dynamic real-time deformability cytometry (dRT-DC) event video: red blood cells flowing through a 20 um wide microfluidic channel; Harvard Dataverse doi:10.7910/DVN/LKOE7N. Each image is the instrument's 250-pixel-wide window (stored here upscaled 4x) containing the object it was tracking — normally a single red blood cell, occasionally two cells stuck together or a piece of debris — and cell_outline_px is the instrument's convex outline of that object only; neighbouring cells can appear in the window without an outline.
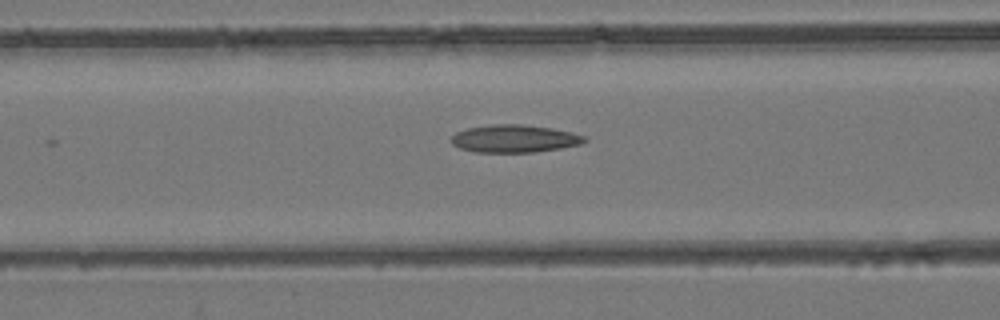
{"species": "common noctule bat (a hibernating species)", "species_latin": "Nyctalus noctula", "temperature_condition": "room temperature", "stored_images_in_passage": 12, "camera_frame_rate_fps": 3000, "um_per_image_px": 0.085, "animal": {"sex": "female", "body_mass_g": 24.6, "forearm_length_mm": 56.2}, "frame": {"image": 1, "passage_image": 8, "time_ms": 2.333, "image_size_px": [1000, 320], "cell_outline_px": [[588, 140], [580, 144], [560, 148], [536, 152], [472, 152], [460, 148], [452, 144], [448, 140], [456, 132], [468, 128], [492, 124], [524, 124], [552, 128], [572, 132], [584, 136]], "centroid_in_image_um": [43.7, 11.78], "position_along_channel_um": 122.9, "area_um2": 21.62}}
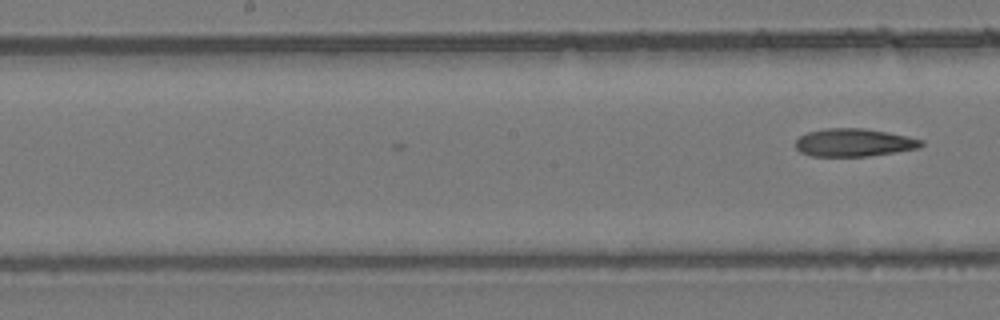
{"frame": {"image": 2, "passage_image": 12, "time_ms": 3.667, "image_size_px": [1000, 320], "cell_outline_px": [[924, 144], [920, 148], [868, 156], [812, 156], [800, 152], [796, 148], [796, 140], [800, 136], [808, 132], [828, 128], [864, 128], [888, 132], [908, 136], [924, 140]], "centroid_in_image_um": [72.61, 12.11], "position_along_channel_um": 175.6, "area_um2": 20.46}}